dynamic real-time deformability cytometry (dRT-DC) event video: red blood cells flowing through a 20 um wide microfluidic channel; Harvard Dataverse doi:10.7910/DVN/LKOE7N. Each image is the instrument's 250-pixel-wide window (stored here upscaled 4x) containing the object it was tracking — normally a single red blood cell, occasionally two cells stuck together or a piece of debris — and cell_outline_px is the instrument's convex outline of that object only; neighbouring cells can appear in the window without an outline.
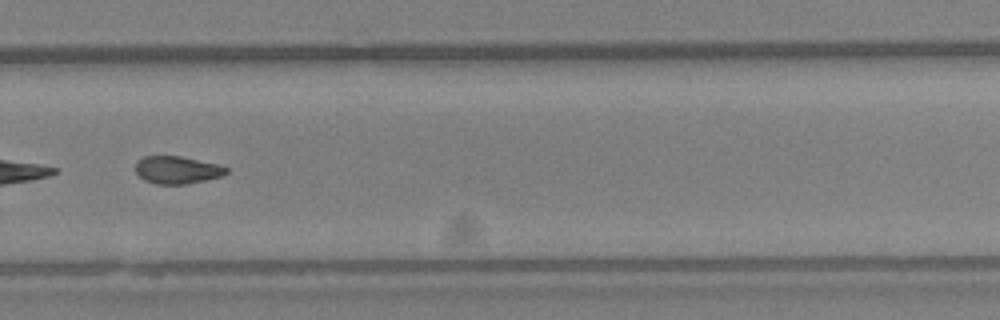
{"species": "Egyptian fruit bat (a non-hibernating species)", "species_latin": "Rousettus aegyptiacus", "temperature_condition": "warm", "stored_images_in_passage": 45, "camera_frame_rate_fps": 3000, "um_per_image_px": 0.085, "animal": {"sex": "female"}, "frame": {"image": 1, "passage_image": 32, "time_ms": 10.333, "image_size_px": [1000, 320], "cell_outline_px": [[228, 172], [220, 176], [204, 180], [184, 184], [156, 184], [144, 180], [136, 172], [136, 160], [144, 156], [180, 156], [216, 164], [228, 168]], "centroid_in_image_um": [15.01, 14.44], "position_along_channel_um": 314.8, "area_um2": 14.39}}